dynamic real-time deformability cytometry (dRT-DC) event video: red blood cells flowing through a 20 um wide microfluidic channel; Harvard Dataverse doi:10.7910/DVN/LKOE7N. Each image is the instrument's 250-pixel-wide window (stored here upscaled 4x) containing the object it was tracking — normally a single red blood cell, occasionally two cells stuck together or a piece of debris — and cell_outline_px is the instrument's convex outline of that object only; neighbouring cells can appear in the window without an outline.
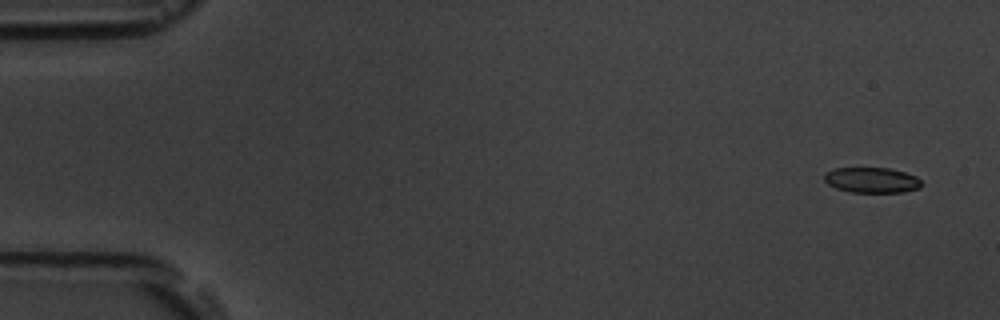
{"species": "common noctule bat (a hibernating species)", "species_latin": "Nyctalus noctula", "temperature_condition": "room temperature", "stored_images_in_passage": 6, "segment_of_instrument_passage": [2, 2], "camera_frame_rate_fps": 3000, "um_per_image_px": 0.085, "animal": {"sex": "male", "body_mass_g": 19.5, "forearm_length_mm": 54.6}, "frame": {"image": 1, "passage_image": 6, "time_ms": 6.667, "image_size_px": [1000, 320], "cell_outline_px": [[924, 184], [920, 188], [904, 192], [848, 192], [836, 188], [828, 184], [824, 180], [824, 172], [832, 168], [888, 168], [904, 172], [916, 176]], "centroid_in_image_um": [74.09, 15.31], "position_along_channel_um": 10.9, "area_um2": 14.57}}